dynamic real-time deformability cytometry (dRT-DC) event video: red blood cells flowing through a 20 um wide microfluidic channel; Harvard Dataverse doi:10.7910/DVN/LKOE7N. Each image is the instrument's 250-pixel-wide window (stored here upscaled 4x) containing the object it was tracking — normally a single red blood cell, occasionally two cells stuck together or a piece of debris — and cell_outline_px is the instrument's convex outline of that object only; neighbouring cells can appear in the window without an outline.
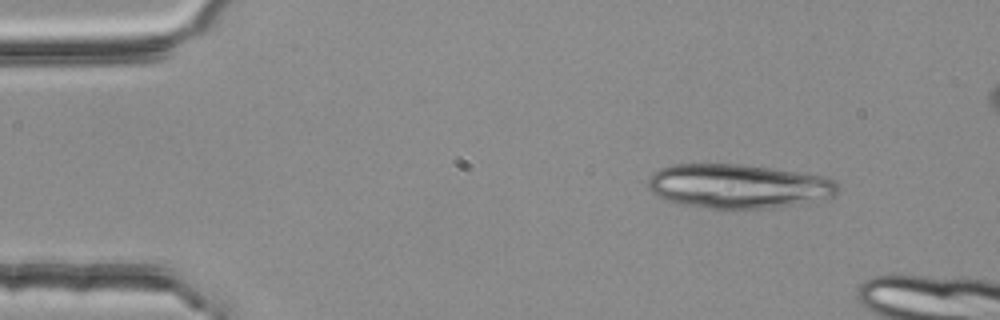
{"species": "common noctule bat (a hibernating species)", "species_latin": "Nyctalus noctula", "temperature_condition": "room temperature", "stored_images_in_passage": 4, "camera_frame_rate_fps": 3000, "um_per_image_px": 0.085, "animal": {"sex": "female", "body_mass_g": 25.1}, "frame": {"image": 1, "passage_image": 1, "time_ms": 0.0, "image_size_px": [1000, 320], "cell_outline_px": [[840, 192], [836, 196], [804, 204], [772, 208], [708, 208], [680, 204], [668, 200], [652, 192], [648, 188], [648, 180], [660, 168], [672, 164], [740, 164], [796, 172], [820, 176], [836, 180], [840, 184]], "centroid_in_image_um": [62.82, 15.83], "position_along_channel_um": 22.2, "area_um2": 48.96}}